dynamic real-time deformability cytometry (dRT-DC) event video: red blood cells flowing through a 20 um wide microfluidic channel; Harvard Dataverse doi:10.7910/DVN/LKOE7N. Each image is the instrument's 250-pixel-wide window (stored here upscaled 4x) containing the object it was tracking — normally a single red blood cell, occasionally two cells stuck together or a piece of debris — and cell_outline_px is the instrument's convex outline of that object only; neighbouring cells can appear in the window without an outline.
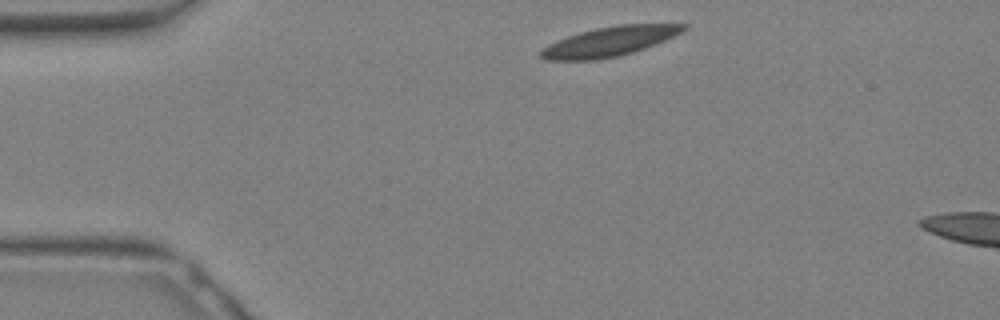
{"species": "Egyptian fruit bat (a non-hibernating species)", "species_latin": "Rousettus aegyptiacus", "temperature_condition": "warm", "stored_images_in_passage": 4, "camera_frame_rate_fps": 3000, "um_per_image_px": 0.085, "animal": {"sex": "female"}, "frame": {"image": 1, "passage_image": 1, "time_ms": 0.0, "image_size_px": [1000, 320], "cell_outline_px": [[688, 28], [656, 44], [620, 56], [596, 60], [548, 60], [540, 56], [540, 52], [544, 48], [568, 36], [580, 32], [596, 28], [616, 24], [688, 24]], "centroid_in_image_um": [51.84, 3.52], "position_along_channel_um": 33.2, "area_um2": 24.16}}